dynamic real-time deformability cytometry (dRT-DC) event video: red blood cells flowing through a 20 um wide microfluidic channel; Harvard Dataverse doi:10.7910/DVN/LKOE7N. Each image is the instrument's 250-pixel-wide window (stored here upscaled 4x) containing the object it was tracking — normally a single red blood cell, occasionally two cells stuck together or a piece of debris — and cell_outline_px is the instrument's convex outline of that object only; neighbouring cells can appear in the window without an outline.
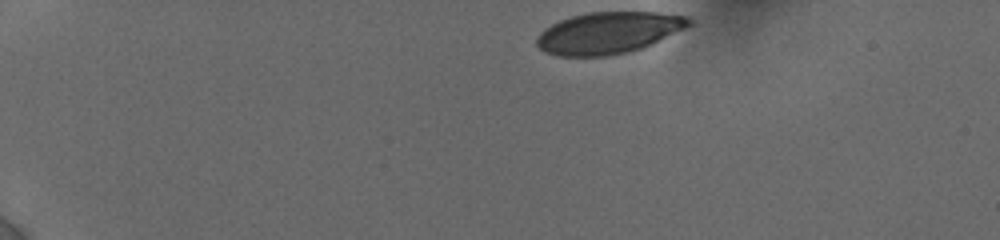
{"species": "human", "species_latin": "Homo sapiens", "temperature_condition": "cold", "stored_images_in_passage": 32, "camera_frame_rate_fps": 3000, "um_per_image_px": 0.085, "donor": {"sex": "female"}, "frame": {"image": 1, "passage_image": 1, "time_ms": 0.0, "image_size_px": [1000, 240], "cell_outline_px": [[692, 24], [652, 44], [628, 52], [608, 56], [560, 56], [544, 52], [536, 44], [536, 36], [544, 28], [560, 20], [572, 16], [588, 12], [656, 12], [688, 16], [692, 20]], "centroid_in_image_um": [51.69, 2.79], "position_along_channel_um": 33.3, "area_um2": 36.93}}
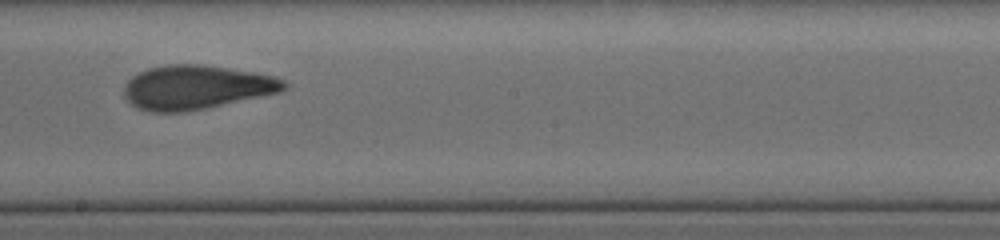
{"frame": {"image": 2, "passage_image": 19, "time_ms": 7.667, "image_size_px": [1000, 240], "cell_outline_px": [[288, 88], [280, 92], [188, 112], [148, 112], [136, 108], [124, 96], [124, 84], [132, 76], [148, 68], [168, 64], [204, 64], [256, 72], [276, 76], [284, 80], [288, 84]], "centroid_in_image_um": [16.7, 7.42], "position_along_channel_um": 231.5, "area_um2": 41.5}}
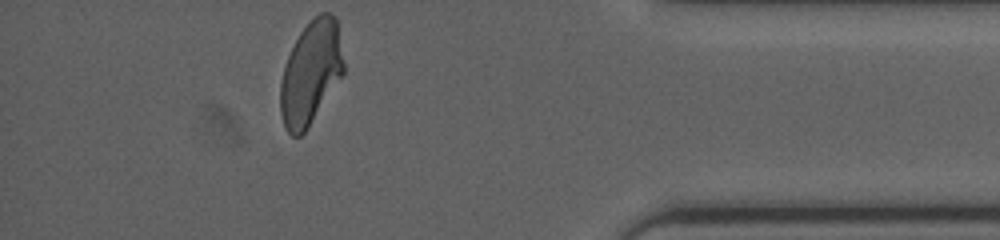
{"frame": {"image": 3, "passage_image": 32, "time_ms": 13.0, "image_size_px": [1000, 240], "cell_outline_px": [[344, 72], [308, 128], [300, 136], [292, 136], [288, 132], [284, 124], [280, 112], [280, 84], [284, 64], [300, 32], [320, 12], [328, 12], [336, 16], [344, 60]], "centroid_in_image_um": [26.42, 6.19], "position_along_channel_um": 408.8, "area_um2": 37.92}, "authors_computed_cell_mechanics": {"area_um2": 40.1132, "velocity_mm_per_s": 3.8376, "shape_relaxation_time_tau1_ms": 3.4937, "shape_relaxation_time_tau2_ms": 1.3813, "deformation_change_tau1": 0.1546, "deformation_change_tau2": 0.0804}}